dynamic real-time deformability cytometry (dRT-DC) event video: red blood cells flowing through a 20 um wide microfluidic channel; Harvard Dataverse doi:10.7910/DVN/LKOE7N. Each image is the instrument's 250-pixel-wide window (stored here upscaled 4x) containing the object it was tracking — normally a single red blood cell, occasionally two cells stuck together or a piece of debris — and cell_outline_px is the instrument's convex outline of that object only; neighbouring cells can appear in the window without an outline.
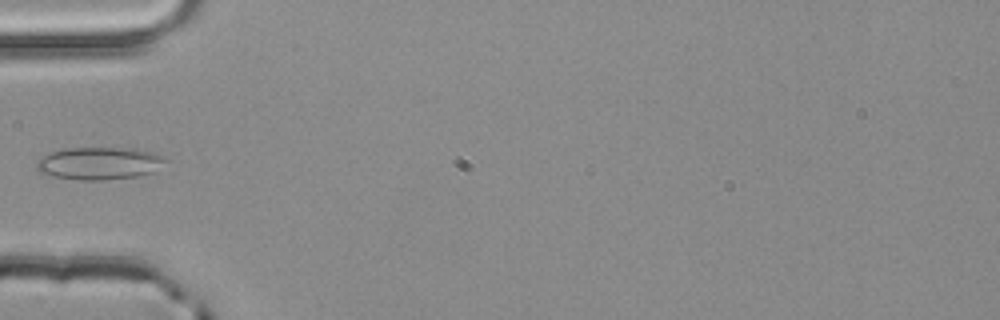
{"species": "common noctule bat (a hibernating species)", "species_latin": "Nyctalus noctula", "temperature_condition": "room temperature", "stored_images_in_passage": 5, "camera_frame_rate_fps": 3000, "um_per_image_px": 0.085, "animal": {"sex": "male", "body_mass_g": 20.4}, "frame": {"image": 1, "passage_image": 5, "time_ms": 1.333, "image_size_px": [1000, 320], "cell_outline_px": [[172, 160], [152, 172], [140, 176], [108, 180], [80, 180], [52, 176], [40, 172], [36, 168], [36, 164], [44, 156], [52, 152], [64, 148], [136, 148], [152, 152], [164, 156]], "centroid_in_image_um": [8.53, 13.88], "position_along_channel_um": 76.5, "area_um2": 24.68}}